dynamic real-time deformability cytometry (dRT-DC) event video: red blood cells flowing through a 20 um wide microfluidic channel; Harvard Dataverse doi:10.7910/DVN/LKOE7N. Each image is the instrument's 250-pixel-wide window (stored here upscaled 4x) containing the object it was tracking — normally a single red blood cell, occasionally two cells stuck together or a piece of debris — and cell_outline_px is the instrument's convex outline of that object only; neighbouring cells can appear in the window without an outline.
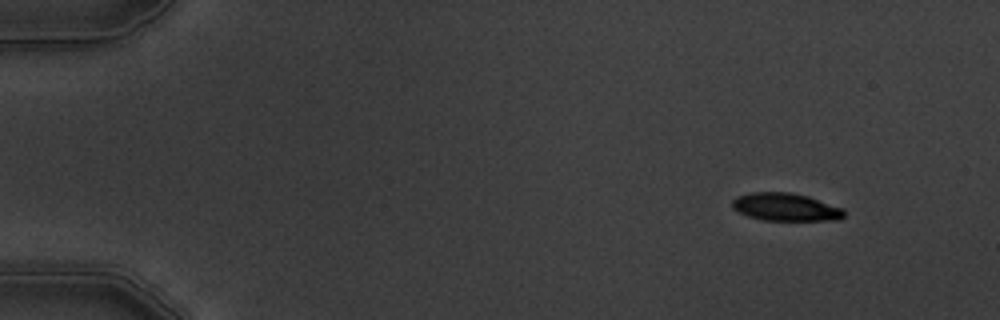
{"species": "common noctule bat (a hibernating species)", "species_latin": "Nyctalus noctula", "temperature_condition": "warm", "stored_images_in_passage": 4, "camera_frame_rate_fps": 3000, "um_per_image_px": 0.085, "animal": {"sex": "male", "body_mass_g": 19.5, "forearm_length_mm": 54.6}, "frame": {"image": 1, "passage_image": 1, "time_ms": 0.0, "image_size_px": [1000, 320], "cell_outline_px": [[844, 216], [840, 220], [764, 220], [748, 216], [732, 208], [732, 200], [736, 196], [752, 192], [792, 192], [808, 196], [844, 208]], "centroid_in_image_um": [66.79, 17.59], "position_along_channel_um": 18.2, "area_um2": 18.21}}
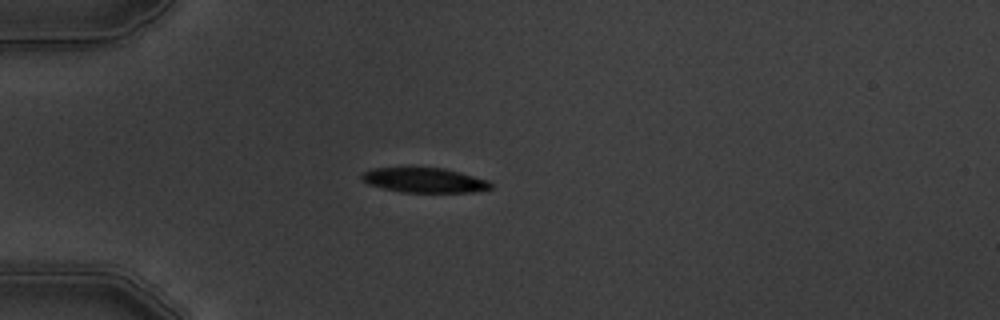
{"frame": {"image": 2, "passage_image": 4, "time_ms": 3.333, "image_size_px": [1000, 320], "cell_outline_px": [[492, 188], [472, 192], [400, 192], [368, 184], [360, 176], [364, 172], [372, 168], [444, 168], [460, 172], [488, 180], [492, 184]], "centroid_in_image_um": [36.09, 15.32], "position_along_channel_um": 48.9, "area_um2": 18.44}}